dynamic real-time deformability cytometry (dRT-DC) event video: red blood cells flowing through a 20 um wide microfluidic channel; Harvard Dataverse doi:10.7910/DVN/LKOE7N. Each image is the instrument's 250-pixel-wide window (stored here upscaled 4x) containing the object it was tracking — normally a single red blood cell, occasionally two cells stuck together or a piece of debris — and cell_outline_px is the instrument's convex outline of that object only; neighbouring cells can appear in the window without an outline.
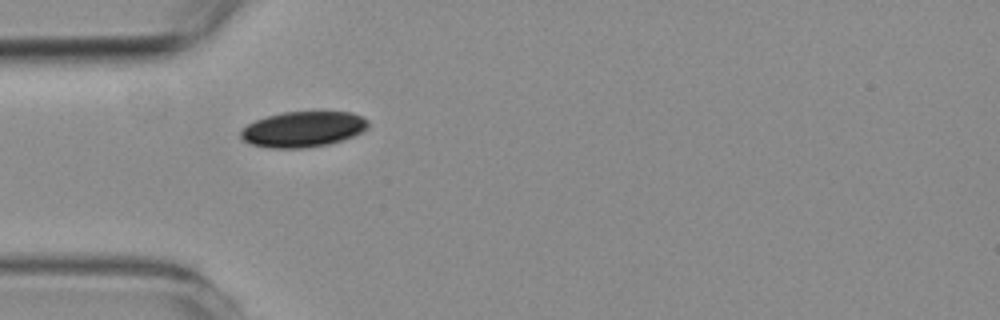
{"species": "common noctule bat (a hibernating species)", "species_latin": "Nyctalus noctula", "temperature_condition": "room temperature", "stored_images_in_passage": 4, "camera_frame_rate_fps": 3000, "um_per_image_px": 0.085, "animal": {"sex": "female", "body_mass_g": 19.3, "forearm_length_mm": 54.1}, "frame": {"image": 1, "passage_image": 4, "time_ms": 5.0, "image_size_px": [1000, 320], "cell_outline_px": [[368, 128], [352, 136], [328, 144], [304, 148], [272, 148], [252, 144], [244, 140], [240, 136], [240, 132], [248, 124], [256, 120], [268, 116], [284, 112], [352, 112], [368, 120]], "centroid_in_image_um": [25.76, 10.98], "position_along_channel_um": 59.2, "area_um2": 26.07}}